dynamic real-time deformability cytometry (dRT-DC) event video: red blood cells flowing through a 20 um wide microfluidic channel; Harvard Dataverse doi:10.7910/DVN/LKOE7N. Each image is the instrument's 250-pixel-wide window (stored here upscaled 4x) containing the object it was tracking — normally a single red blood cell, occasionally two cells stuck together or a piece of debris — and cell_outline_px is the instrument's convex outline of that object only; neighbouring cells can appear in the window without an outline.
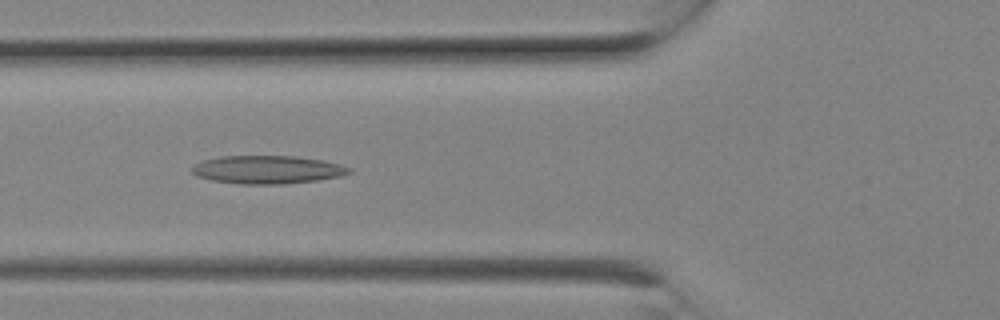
{"species": "Egyptian fruit bat (a non-hibernating species)", "species_latin": "Rousettus aegyptiacus", "temperature_condition": "room temperature", "stored_images_in_passage": 8, "camera_frame_rate_fps": 3000, "um_per_image_px": 0.085, "animal": {"sex": "female"}, "frame": {"image": 1, "passage_image": 7, "time_ms": 2.0, "image_size_px": [1000, 320], "cell_outline_px": [[352, 172], [340, 176], [316, 180], [284, 184], [240, 184], [212, 180], [196, 176], [192, 172], [192, 168], [196, 164], [204, 160], [220, 156], [296, 156], [320, 160], [340, 164], [352, 168]], "centroid_in_image_um": [22.74, 14.42], "position_along_channel_um": 103.1, "area_um2": 25.66}}
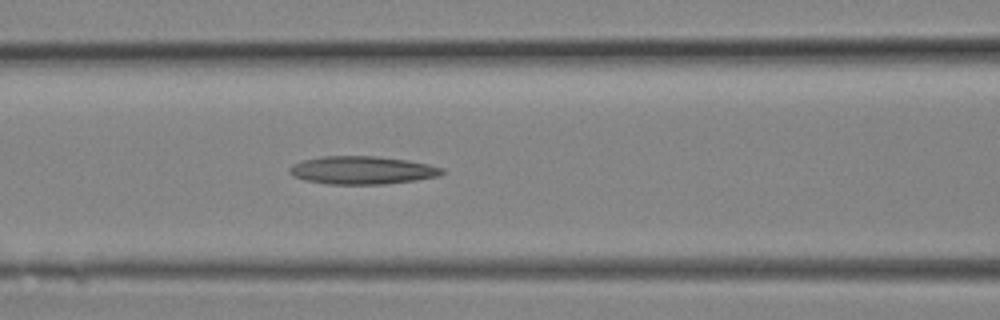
{"frame": {"image": 2, "passage_image": 8, "time_ms": 2.333, "image_size_px": [1000, 320], "cell_outline_px": [[444, 172], [440, 176], [416, 180], [384, 184], [328, 184], [304, 180], [292, 176], [288, 172], [288, 168], [292, 164], [300, 160], [320, 156], [376, 156], [408, 160], [428, 164], [444, 168]], "centroid_in_image_um": [30.75, 14.46], "position_along_channel_um": 135.9, "area_um2": 25.2}}